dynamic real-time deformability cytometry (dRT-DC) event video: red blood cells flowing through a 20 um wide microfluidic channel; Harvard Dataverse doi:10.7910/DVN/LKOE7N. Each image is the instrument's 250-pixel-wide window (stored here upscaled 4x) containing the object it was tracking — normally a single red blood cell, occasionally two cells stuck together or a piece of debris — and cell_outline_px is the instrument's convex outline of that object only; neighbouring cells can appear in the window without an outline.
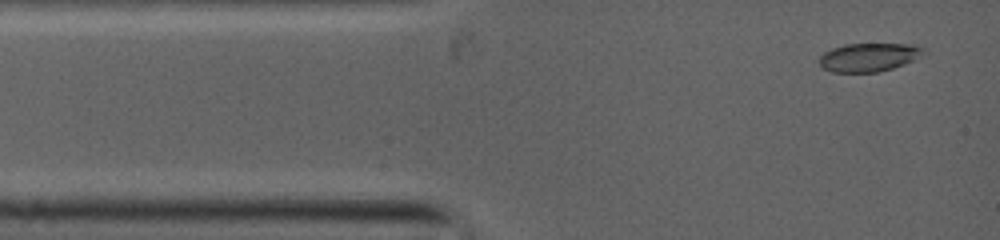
{"species": "common noctule bat (a hibernating species)", "species_latin": "Nyctalus noctula", "temperature_condition": "warm", "stored_images_in_passage": 3, "camera_frame_rate_fps": 5000, "um_per_image_px": 0.085, "animal": {"sex": "female", "body_mass_g": 19.0, "forearm_length_mm": 53.3}, "frame": {"image": 1, "passage_image": 1, "time_ms": 0.0, "image_size_px": [1000, 240], "cell_outline_px": [[924, 52], [912, 60], [904, 64], [880, 72], [832, 72], [824, 68], [820, 64], [820, 56], [824, 52], [832, 48], [844, 44], [908, 44], [920, 48]], "centroid_in_image_um": [73.78, 4.87], "position_along_channel_um": 11.2, "area_um2": 16.94}}
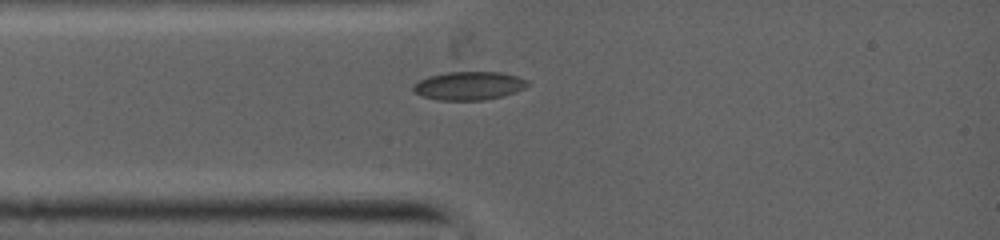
{"frame": {"image": 2, "passage_image": 3, "time_ms": 1.8, "image_size_px": [1000, 240], "cell_outline_px": [[528, 84], [524, 88], [504, 96], [480, 100], [440, 100], [424, 96], [416, 92], [412, 88], [420, 80], [428, 76], [448, 72], [500, 72], [516, 76], [528, 80]], "centroid_in_image_um": [39.89, 7.28], "position_along_channel_um": 45.1, "area_um2": 18.61}}